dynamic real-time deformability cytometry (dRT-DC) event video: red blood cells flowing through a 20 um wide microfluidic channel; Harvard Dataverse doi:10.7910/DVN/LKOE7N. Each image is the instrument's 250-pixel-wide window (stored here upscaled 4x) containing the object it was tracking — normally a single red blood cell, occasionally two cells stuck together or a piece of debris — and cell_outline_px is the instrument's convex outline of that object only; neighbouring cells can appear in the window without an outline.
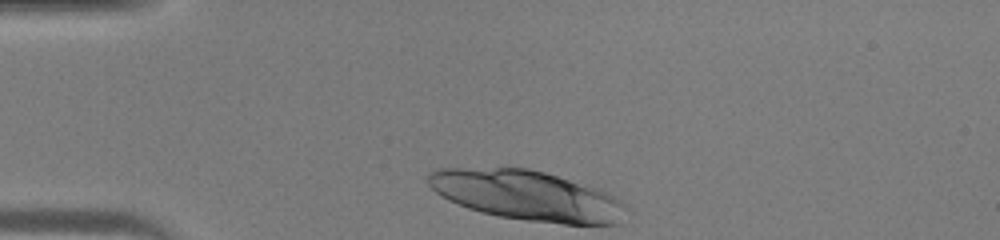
{"species": "human", "species_latin": "Homo sapiens", "temperature_condition": "warm", "stored_images_in_passage": 28, "camera_frame_rate_fps": 3000, "um_per_image_px": 0.085, "donor": {"sex": "male"}, "frame": {"image": 1, "passage_image": 1, "time_ms": 0.0, "image_size_px": [1000, 240], "cell_outline_px": [[624, 208], [620, 224], [564, 224], [528, 220], [500, 216], [480, 212], [468, 208], [448, 200], [436, 192], [428, 184], [428, 172], [440, 168], [508, 164], [528, 168], [544, 172], [596, 188], [620, 200], [624, 204]], "centroid_in_image_um": [44.68, 16.56], "position_along_channel_um": 40.3, "area_um2": 58.15}}